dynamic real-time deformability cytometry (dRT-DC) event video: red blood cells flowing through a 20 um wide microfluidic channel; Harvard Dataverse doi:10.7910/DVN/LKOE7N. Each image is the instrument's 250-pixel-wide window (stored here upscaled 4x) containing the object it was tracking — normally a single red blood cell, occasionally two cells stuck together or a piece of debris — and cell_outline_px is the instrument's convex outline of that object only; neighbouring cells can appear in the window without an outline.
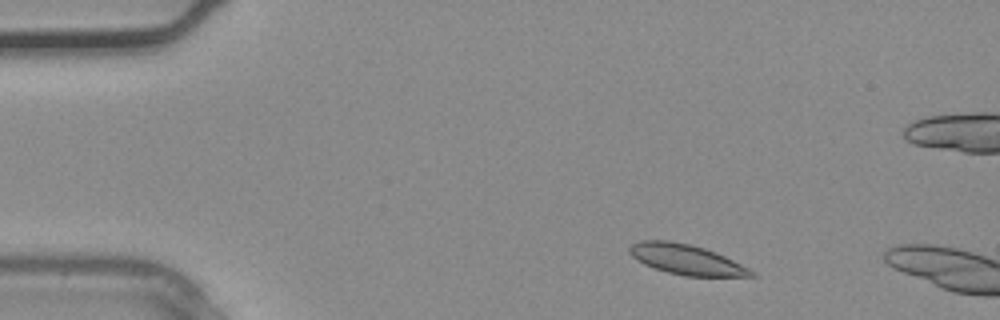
{"species": "common noctule bat (a hibernating species)", "species_latin": "Nyctalus noctula", "temperature_condition": "warm", "stored_images_in_passage": 4, "camera_frame_rate_fps": 3000, "um_per_image_px": 0.085, "animal": {"sex": "male", "body_mass_g": 20.4}, "frame": {"image": 1, "passage_image": 2, "time_ms": 0.333, "image_size_px": [1000, 320], "cell_outline_px": [[756, 276], [684, 276], [652, 268], [636, 260], [628, 252], [628, 248], [632, 244], [640, 240], [668, 240], [688, 244], [704, 248], [716, 252], [756, 272]], "centroid_in_image_um": [58.29, 22.05], "position_along_channel_um": 26.7, "area_um2": 21.33}}